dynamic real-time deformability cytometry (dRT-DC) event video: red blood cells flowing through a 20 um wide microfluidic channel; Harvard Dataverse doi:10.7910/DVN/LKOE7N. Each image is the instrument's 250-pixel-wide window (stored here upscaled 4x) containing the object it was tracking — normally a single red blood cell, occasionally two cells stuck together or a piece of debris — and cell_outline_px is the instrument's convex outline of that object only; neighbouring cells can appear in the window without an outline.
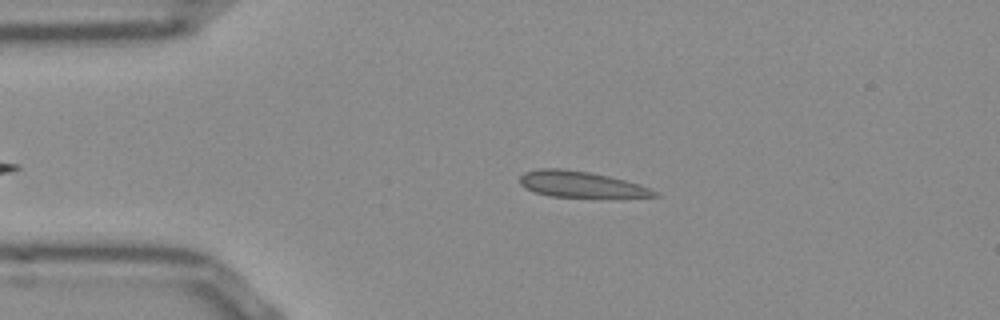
{"species": "Egyptian fruit bat (a non-hibernating species)", "species_latin": "Rousettus aegyptiacus", "temperature_condition": "room temperature", "stored_images_in_passage": 42, "camera_frame_rate_fps": 3000, "um_per_image_px": 0.085, "frame": {"image": 1, "passage_image": 6, "time_ms": 1.667, "image_size_px": [1000, 320], "cell_outline_px": [[660, 196], [552, 196], [536, 192], [520, 184], [520, 176], [524, 172], [540, 168], [560, 168], [588, 172], [608, 176], [640, 184], [656, 192]], "centroid_in_image_um": [49.31, 15.64], "position_along_channel_um": 35.7, "area_um2": 19.65}}
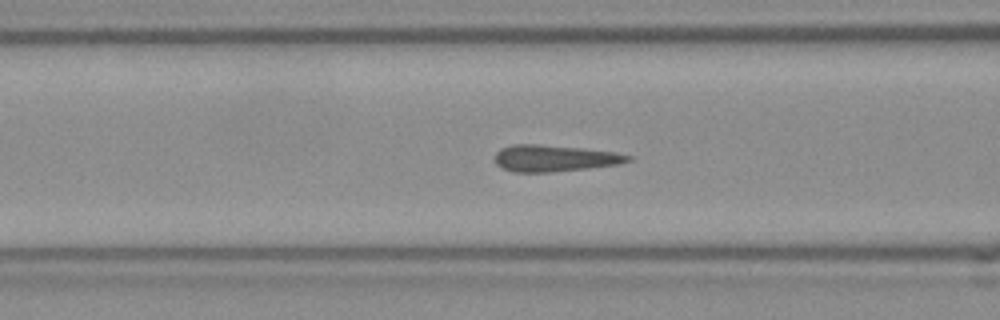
{"frame": {"image": 2, "passage_image": 15, "time_ms": 4.667, "image_size_px": [1000, 320], "cell_outline_px": [[636, 156], [632, 160], [616, 164], [588, 168], [548, 172], [516, 172], [500, 168], [496, 164], [496, 152], [500, 148], [516, 144], [536, 144], [580, 148], [616, 152]], "centroid_in_image_um": [47.14, 13.45], "position_along_channel_um": 119.5, "area_um2": 20.52}}
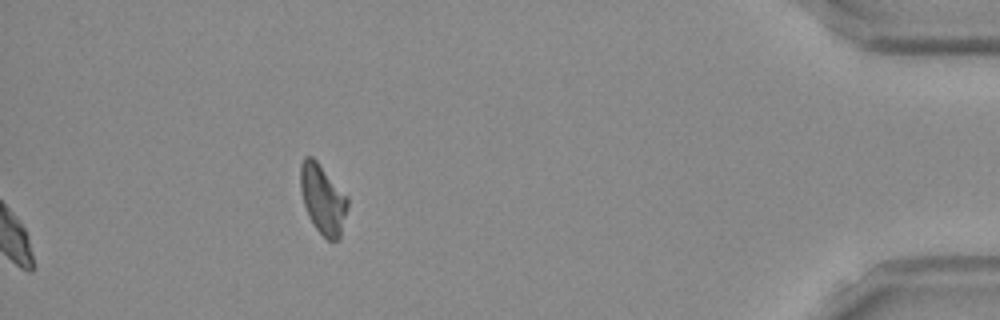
{"frame": {"image": 3, "passage_image": 42, "time_ms": 13.667, "image_size_px": [1000, 320], "cell_outline_px": [[348, 208], [340, 236], [336, 240], [328, 240], [316, 228], [308, 216], [304, 204], [300, 188], [300, 164], [304, 156], [312, 156], [316, 160], [348, 196]], "centroid_in_image_um": [27.43, 16.9], "position_along_channel_um": 407.8, "area_um2": 19.07}}